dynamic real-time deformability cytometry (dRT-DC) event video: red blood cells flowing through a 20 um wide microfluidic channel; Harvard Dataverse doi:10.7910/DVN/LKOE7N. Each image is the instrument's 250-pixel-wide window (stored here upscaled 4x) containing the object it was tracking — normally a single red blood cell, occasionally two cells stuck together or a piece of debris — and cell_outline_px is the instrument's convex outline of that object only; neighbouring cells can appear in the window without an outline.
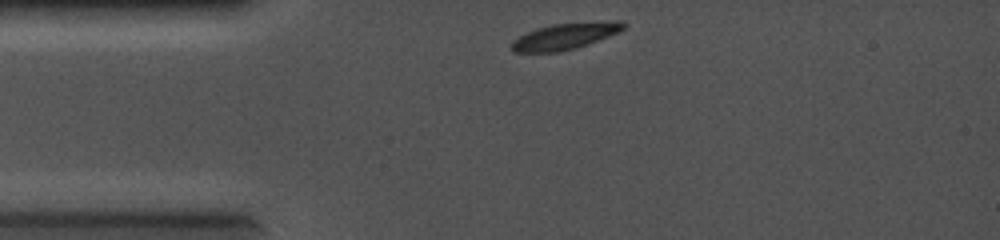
{"species": "common noctule bat (a hibernating species)", "species_latin": "Nyctalus noctula", "temperature_condition": "cold", "stored_images_in_passage": 47, "camera_frame_rate_fps": 5000, "um_per_image_px": 0.085, "animal": {"sex": "female", "body_mass_g": 19.0, "forearm_length_mm": 56.7}, "frame": {"image": 1, "passage_image": 1, "time_ms": 0.0, "image_size_px": [1000, 240], "cell_outline_px": [[628, 24], [624, 28], [608, 36], [588, 44], [556, 52], [512, 52], [512, 40], [536, 28], [552, 24], [612, 20], [620, 20]], "centroid_in_image_um": [48.05, 3.06], "position_along_channel_um": 37.0, "area_um2": 16.99}}
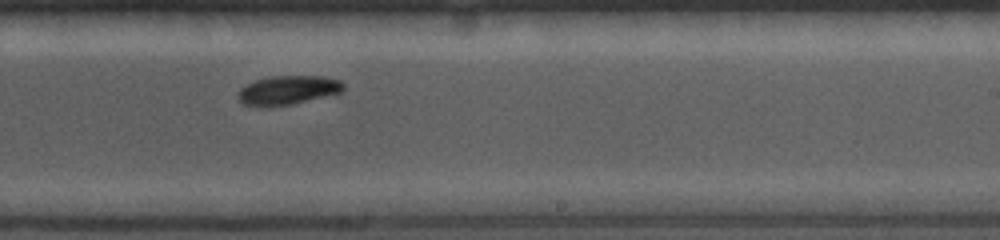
{"frame": {"image": 2, "passage_image": 28, "time_ms": 5.4, "image_size_px": [1000, 240], "cell_outline_px": [[344, 88], [340, 92], [288, 104], [244, 104], [240, 100], [240, 88], [256, 80], [272, 76], [324, 76], [340, 80], [344, 84]], "centroid_in_image_um": [24.54, 7.6], "position_along_channel_um": 264.5, "area_um2": 16.76}}
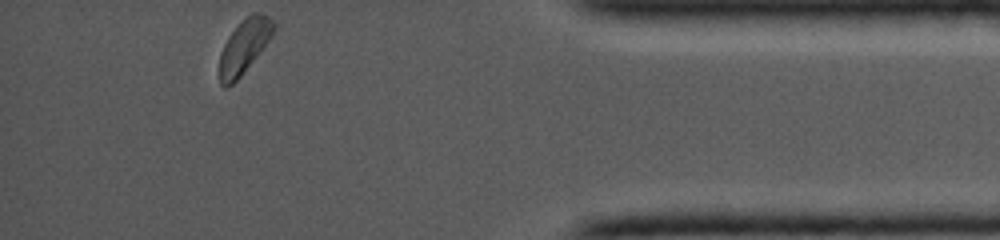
{"frame": {"image": 3, "passage_image": 47, "time_ms": 9.2, "image_size_px": [1000, 240], "cell_outline_px": [[276, 28], [272, 36], [240, 76], [228, 88], [224, 88], [220, 84], [220, 52], [228, 36], [252, 12], [260, 12], [268, 16], [276, 24]], "centroid_in_image_um": [20.77, 3.94], "position_along_channel_um": 414.4, "area_um2": 16.65}}